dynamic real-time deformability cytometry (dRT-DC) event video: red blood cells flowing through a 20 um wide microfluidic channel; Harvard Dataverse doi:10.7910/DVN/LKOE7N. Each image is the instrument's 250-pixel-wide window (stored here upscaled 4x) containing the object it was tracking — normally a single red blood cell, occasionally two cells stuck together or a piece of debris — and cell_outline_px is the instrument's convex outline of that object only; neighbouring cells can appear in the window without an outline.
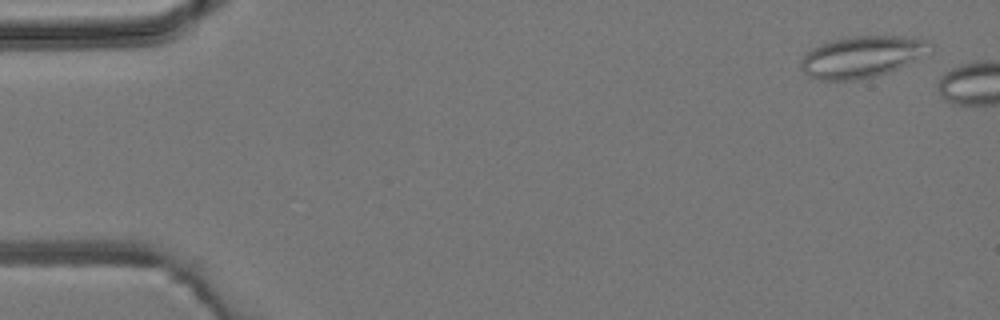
{"species": "common noctule bat (a hibernating species)", "species_latin": "Nyctalus noctula", "temperature_condition": "room temperature", "stored_images_in_passage": 3, "camera_frame_rate_fps": 3000, "um_per_image_px": 0.085, "animal": {"sex": "male", "body_mass_g": 19.2, "forearm_length_mm": 51.8}, "frame": {"image": 1, "passage_image": 1, "time_ms": 0.0, "image_size_px": [1000, 320], "cell_outline_px": [[932, 52], [896, 68], [872, 76], [856, 80], [820, 80], [808, 76], [800, 68], [800, 60], [812, 48], [820, 44], [832, 40], [852, 36], [912, 36], [928, 40], [932, 44]], "centroid_in_image_um": [73.27, 4.8], "position_along_channel_um": 11.7, "area_um2": 31.15}}